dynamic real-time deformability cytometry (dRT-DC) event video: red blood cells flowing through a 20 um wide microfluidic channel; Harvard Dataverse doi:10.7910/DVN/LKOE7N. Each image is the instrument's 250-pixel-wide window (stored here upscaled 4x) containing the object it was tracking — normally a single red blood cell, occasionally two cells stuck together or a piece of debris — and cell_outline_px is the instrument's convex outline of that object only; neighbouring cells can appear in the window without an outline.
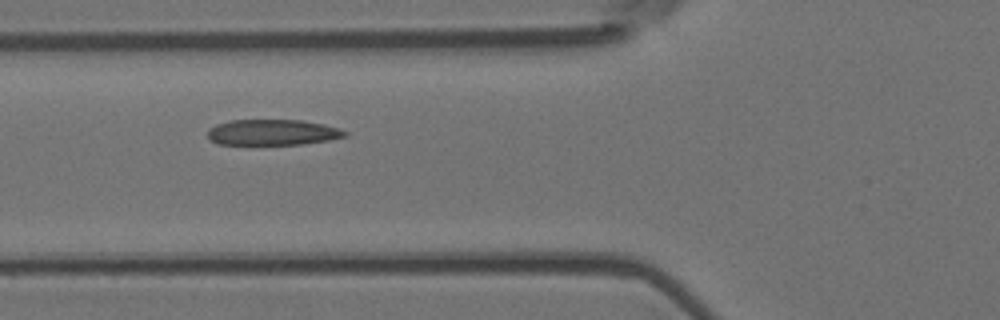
{"species": "Egyptian fruit bat (a non-hibernating species)", "species_latin": "Rousettus aegyptiacus", "temperature_condition": "room temperature", "stored_images_in_passage": 11, "camera_frame_rate_fps": 3000, "um_per_image_px": 0.085, "animal": {"sex": "female"}, "frame": {"image": 1, "passage_image": 2, "time_ms": 0.333, "image_size_px": [1000, 320], "cell_outline_px": [[348, 136], [328, 140], [304, 144], [216, 144], [208, 140], [208, 128], [216, 124], [232, 120], [300, 120], [324, 124], [340, 128], [348, 132]], "centroid_in_image_um": [23.17, 11.25], "position_along_channel_um": 102.6, "area_um2": 20.75}}
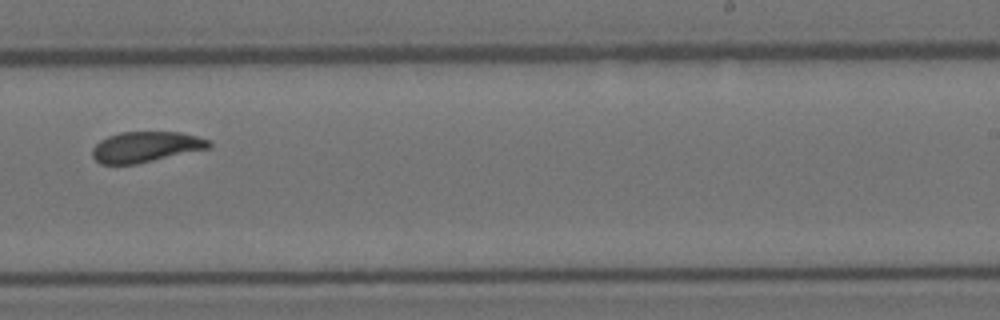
{"frame": {"image": 2, "passage_image": 6, "time_ms": 1.667, "image_size_px": [1000, 320], "cell_outline_px": [[212, 144], [208, 148], [136, 164], [100, 164], [92, 156], [92, 148], [100, 140], [108, 136], [120, 132], [180, 132], [196, 136], [208, 140]], "centroid_in_image_um": [12.34, 12.48], "position_along_channel_um": 276.7, "area_um2": 20.58}}
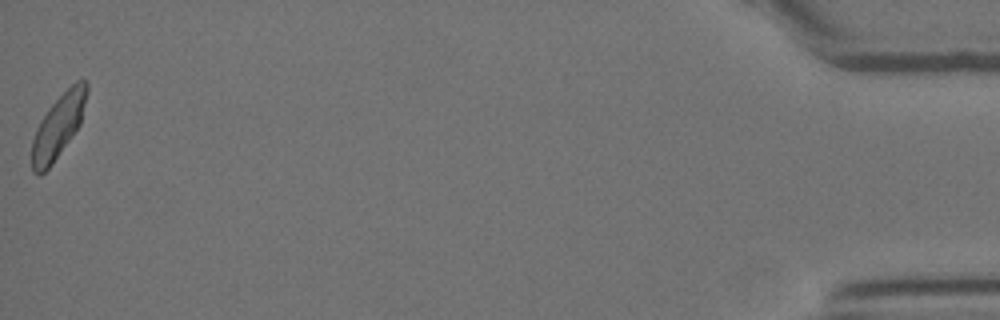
{"frame": {"image": 3, "passage_image": 11, "time_ms": 3.333, "image_size_px": [1000, 320], "cell_outline_px": [[88, 88], [80, 124], [52, 164], [40, 176], [36, 176], [32, 172], [32, 140], [36, 128], [40, 120], [48, 108], [76, 80], [84, 80], [88, 84]], "centroid_in_image_um": [4.92, 10.75], "position_along_channel_um": 430.3, "area_um2": 20.06}}